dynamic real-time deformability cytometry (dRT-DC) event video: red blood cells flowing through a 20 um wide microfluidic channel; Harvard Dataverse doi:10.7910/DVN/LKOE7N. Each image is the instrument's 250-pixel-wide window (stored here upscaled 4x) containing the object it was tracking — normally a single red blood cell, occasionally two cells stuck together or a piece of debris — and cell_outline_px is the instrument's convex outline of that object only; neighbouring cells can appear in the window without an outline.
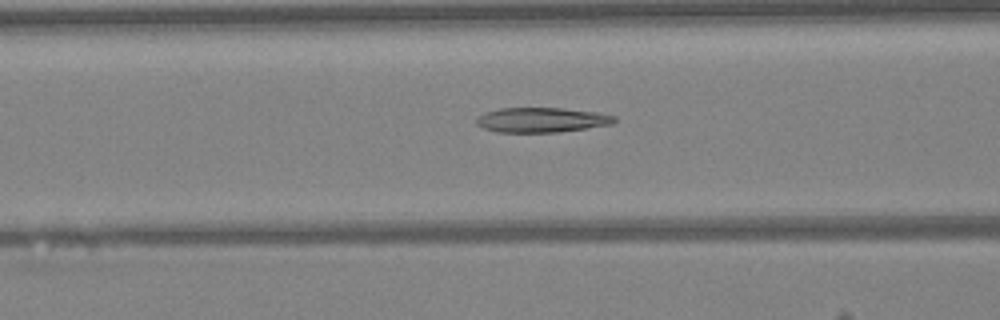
{"species": "Egyptian fruit bat (a non-hibernating species)", "species_latin": "Rousettus aegyptiacus", "temperature_condition": "warm", "stored_images_in_passage": 36, "camera_frame_rate_fps": 3000, "um_per_image_px": 0.085, "animal": {"sex": "female"}, "frame": {"image": 1, "passage_image": 7, "time_ms": 2.0, "image_size_px": [1000, 320], "cell_outline_px": [[616, 120], [612, 124], [556, 132], [496, 132], [484, 128], [476, 124], [476, 116], [484, 112], [500, 108], [560, 108], [600, 112], [616, 116]], "centroid_in_image_um": [46.01, 10.18], "position_along_channel_um": 120.6, "area_um2": 20.0}}
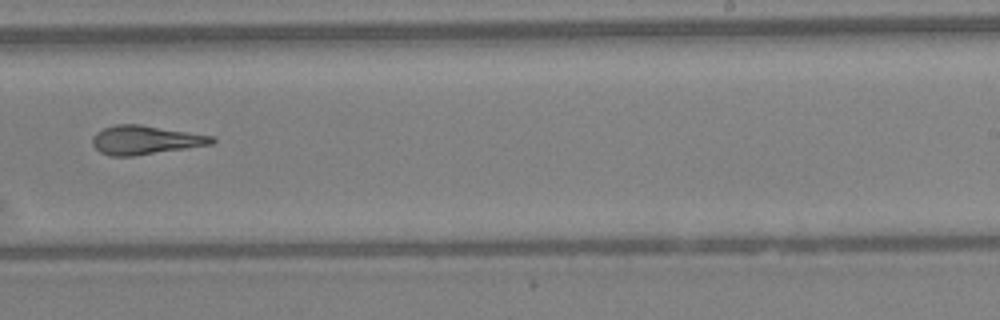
{"frame": {"image": 2, "passage_image": 18, "time_ms": 5.667, "image_size_px": [1000, 320], "cell_outline_px": [[216, 140], [212, 144], [132, 156], [112, 156], [100, 152], [92, 144], [92, 136], [96, 132], [104, 128], [116, 124], [140, 124], [216, 136]], "centroid_in_image_um": [12.35, 11.89], "position_along_channel_um": 276.6, "area_um2": 20.06}}
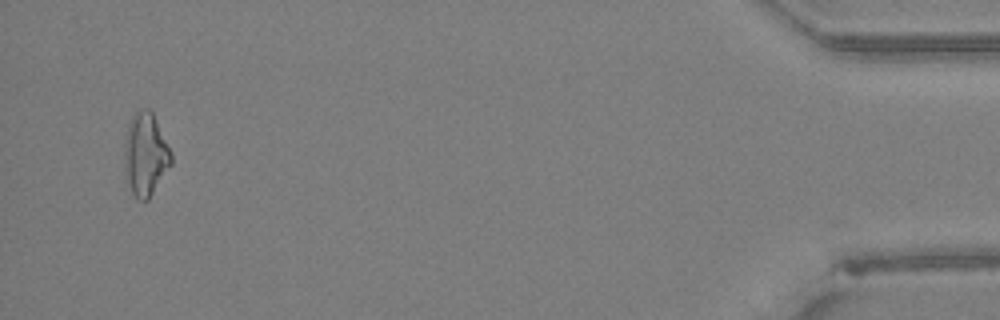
{"frame": {"image": 3, "passage_image": 34, "time_ms": 11.0, "image_size_px": [1000, 320], "cell_outline_px": [[172, 164], [148, 200], [136, 200], [132, 192], [124, 168], [124, 144], [128, 124], [132, 116], [136, 112], [144, 108], [148, 108], [152, 112], [172, 152]], "centroid_in_image_um": [12.37, 13.13], "position_along_channel_um": 422.8, "area_um2": 22.6}, "authors_computed_cell_mechanics": {"area_um2": 20.0855, "velocity_mm_per_s": 4.2765, "shape_relaxation_time_tau1_ms": null, "shape_relaxation_time_tau2_ms": 3.014, "deformation_change_tau1": null, "deformation_change_tau2": 0.141}}